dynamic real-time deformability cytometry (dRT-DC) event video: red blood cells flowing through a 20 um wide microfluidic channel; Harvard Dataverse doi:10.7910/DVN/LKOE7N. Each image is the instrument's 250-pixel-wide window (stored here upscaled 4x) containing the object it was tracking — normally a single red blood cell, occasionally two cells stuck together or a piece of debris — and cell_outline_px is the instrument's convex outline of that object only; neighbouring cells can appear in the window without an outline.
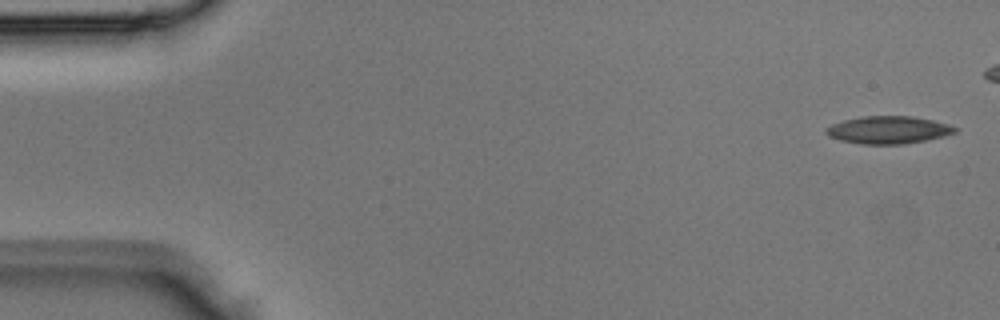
{"species": "Egyptian fruit bat (a non-hibernating species)", "species_latin": "Rousettus aegyptiacus", "temperature_condition": "room temperature", "stored_images_in_passage": 4, "camera_frame_rate_fps": 3000, "um_per_image_px": 0.085, "animal": {"sex": "male"}, "frame": {"image": 1, "passage_image": 1, "time_ms": 0.0, "image_size_px": [1000, 320], "cell_outline_px": [[960, 128], [956, 132], [924, 140], [900, 144], [860, 144], [840, 140], [828, 136], [824, 132], [824, 128], [832, 124], [844, 120], [860, 116], [912, 116], [932, 120], [948, 124]], "centroid_in_image_um": [75.46, 11.03], "position_along_channel_um": 9.5, "area_um2": 20.63}}